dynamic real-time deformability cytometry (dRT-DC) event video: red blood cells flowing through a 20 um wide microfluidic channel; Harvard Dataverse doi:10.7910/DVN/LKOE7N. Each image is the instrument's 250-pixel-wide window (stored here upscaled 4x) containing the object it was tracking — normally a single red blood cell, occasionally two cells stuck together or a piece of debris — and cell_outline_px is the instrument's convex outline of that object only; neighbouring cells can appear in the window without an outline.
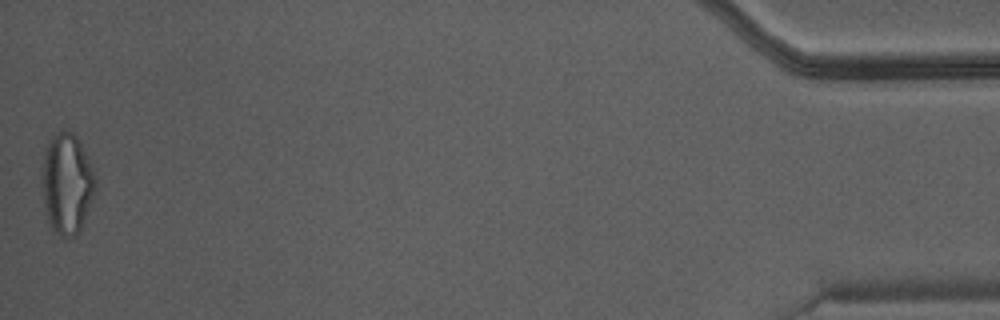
{"species": "Egyptian fruit bat (a non-hibernating species)", "species_latin": "Rousettus aegyptiacus", "temperature_condition": "warm", "stored_images_in_passage": 45, "camera_frame_rate_fps": 3000, "um_per_image_px": 0.085, "animal": {"sex": "male"}, "frame": {"image": 1, "passage_image": 45, "time_ms": 14.667, "image_size_px": [1000, 320], "cell_outline_px": [[96, 188], [80, 228], [76, 236], [64, 240], [48, 224], [44, 200], [44, 160], [48, 144], [52, 136], [60, 128], [68, 128], [76, 136], [96, 176]], "centroid_in_image_um": [5.71, 15.61], "position_along_channel_um": 429.5, "area_um2": 30.69}}